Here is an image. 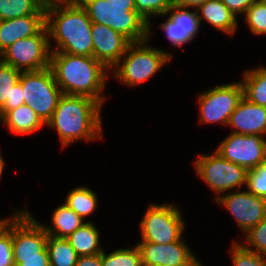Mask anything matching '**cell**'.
Returning a JSON list of instances; mask_svg holds the SVG:
<instances>
[{
    "instance_id": "e0dca14e",
    "label": "cell",
    "mask_w": 266,
    "mask_h": 266,
    "mask_svg": "<svg viewBox=\"0 0 266 266\" xmlns=\"http://www.w3.org/2000/svg\"><path fill=\"white\" fill-rule=\"evenodd\" d=\"M45 26L46 14L0 21V54L16 41L37 35Z\"/></svg>"
},
{
    "instance_id": "4fadbf2b",
    "label": "cell",
    "mask_w": 266,
    "mask_h": 266,
    "mask_svg": "<svg viewBox=\"0 0 266 266\" xmlns=\"http://www.w3.org/2000/svg\"><path fill=\"white\" fill-rule=\"evenodd\" d=\"M137 247L142 266H201L181 239L168 244L142 242Z\"/></svg>"
},
{
    "instance_id": "44dd1931",
    "label": "cell",
    "mask_w": 266,
    "mask_h": 266,
    "mask_svg": "<svg viewBox=\"0 0 266 266\" xmlns=\"http://www.w3.org/2000/svg\"><path fill=\"white\" fill-rule=\"evenodd\" d=\"M66 240L71 244L78 256L101 254L99 248V233L92 223L87 222L76 229Z\"/></svg>"
},
{
    "instance_id": "4dcf8cb0",
    "label": "cell",
    "mask_w": 266,
    "mask_h": 266,
    "mask_svg": "<svg viewBox=\"0 0 266 266\" xmlns=\"http://www.w3.org/2000/svg\"><path fill=\"white\" fill-rule=\"evenodd\" d=\"M173 0H135L136 12L149 23V15H166Z\"/></svg>"
},
{
    "instance_id": "8992f818",
    "label": "cell",
    "mask_w": 266,
    "mask_h": 266,
    "mask_svg": "<svg viewBox=\"0 0 266 266\" xmlns=\"http://www.w3.org/2000/svg\"><path fill=\"white\" fill-rule=\"evenodd\" d=\"M12 221V250L15 266L21 263V258L49 257L46 248L48 235L44 226L31 218L27 210L16 213Z\"/></svg>"
},
{
    "instance_id": "8fae6325",
    "label": "cell",
    "mask_w": 266,
    "mask_h": 266,
    "mask_svg": "<svg viewBox=\"0 0 266 266\" xmlns=\"http://www.w3.org/2000/svg\"><path fill=\"white\" fill-rule=\"evenodd\" d=\"M216 152L249 171L266 161V141L261 135L232 133L220 144Z\"/></svg>"
},
{
    "instance_id": "ba28073f",
    "label": "cell",
    "mask_w": 266,
    "mask_h": 266,
    "mask_svg": "<svg viewBox=\"0 0 266 266\" xmlns=\"http://www.w3.org/2000/svg\"><path fill=\"white\" fill-rule=\"evenodd\" d=\"M145 42L147 40L131 43L126 51V54L129 53L126 60L123 61L122 65H115V68L117 67L115 71L116 77L125 84L132 86L147 80L171 58L169 54L161 50L137 46Z\"/></svg>"
},
{
    "instance_id": "d590c367",
    "label": "cell",
    "mask_w": 266,
    "mask_h": 266,
    "mask_svg": "<svg viewBox=\"0 0 266 266\" xmlns=\"http://www.w3.org/2000/svg\"><path fill=\"white\" fill-rule=\"evenodd\" d=\"M224 5L236 16V13L246 12L256 0H221Z\"/></svg>"
},
{
    "instance_id": "83f0119b",
    "label": "cell",
    "mask_w": 266,
    "mask_h": 266,
    "mask_svg": "<svg viewBox=\"0 0 266 266\" xmlns=\"http://www.w3.org/2000/svg\"><path fill=\"white\" fill-rule=\"evenodd\" d=\"M21 72L0 60V108L10 104V95L20 80Z\"/></svg>"
},
{
    "instance_id": "f546056e",
    "label": "cell",
    "mask_w": 266,
    "mask_h": 266,
    "mask_svg": "<svg viewBox=\"0 0 266 266\" xmlns=\"http://www.w3.org/2000/svg\"><path fill=\"white\" fill-rule=\"evenodd\" d=\"M252 33L266 34V4L256 0L245 12Z\"/></svg>"
},
{
    "instance_id": "7402d4cb",
    "label": "cell",
    "mask_w": 266,
    "mask_h": 266,
    "mask_svg": "<svg viewBox=\"0 0 266 266\" xmlns=\"http://www.w3.org/2000/svg\"><path fill=\"white\" fill-rule=\"evenodd\" d=\"M52 221L56 231H53L51 227L44 226L47 235L64 239L85 224L83 223V219L65 204H62L56 209L53 213Z\"/></svg>"
},
{
    "instance_id": "ab89813d",
    "label": "cell",
    "mask_w": 266,
    "mask_h": 266,
    "mask_svg": "<svg viewBox=\"0 0 266 266\" xmlns=\"http://www.w3.org/2000/svg\"><path fill=\"white\" fill-rule=\"evenodd\" d=\"M111 5H135V0H106Z\"/></svg>"
},
{
    "instance_id": "7a4b0ae2",
    "label": "cell",
    "mask_w": 266,
    "mask_h": 266,
    "mask_svg": "<svg viewBox=\"0 0 266 266\" xmlns=\"http://www.w3.org/2000/svg\"><path fill=\"white\" fill-rule=\"evenodd\" d=\"M50 68L63 94L88 96L100 104L103 102L100 93L105 86L107 68L94 57L51 52Z\"/></svg>"
},
{
    "instance_id": "d6986e66",
    "label": "cell",
    "mask_w": 266,
    "mask_h": 266,
    "mask_svg": "<svg viewBox=\"0 0 266 266\" xmlns=\"http://www.w3.org/2000/svg\"><path fill=\"white\" fill-rule=\"evenodd\" d=\"M201 9V10H200ZM201 11L203 15H199V20L206 19L215 28L229 34H233L236 29V16L224 5L221 0H210L198 6L197 11Z\"/></svg>"
},
{
    "instance_id": "f35d334b",
    "label": "cell",
    "mask_w": 266,
    "mask_h": 266,
    "mask_svg": "<svg viewBox=\"0 0 266 266\" xmlns=\"http://www.w3.org/2000/svg\"><path fill=\"white\" fill-rule=\"evenodd\" d=\"M210 0H173V4L180 6V7H190L195 6L198 7L201 4H204L205 2Z\"/></svg>"
},
{
    "instance_id": "836d02e7",
    "label": "cell",
    "mask_w": 266,
    "mask_h": 266,
    "mask_svg": "<svg viewBox=\"0 0 266 266\" xmlns=\"http://www.w3.org/2000/svg\"><path fill=\"white\" fill-rule=\"evenodd\" d=\"M247 241L249 244L255 246L256 250L250 249L247 246H244L250 251H254L259 255H266V218L263 219L258 225L252 227L247 233Z\"/></svg>"
},
{
    "instance_id": "9a60e30c",
    "label": "cell",
    "mask_w": 266,
    "mask_h": 266,
    "mask_svg": "<svg viewBox=\"0 0 266 266\" xmlns=\"http://www.w3.org/2000/svg\"><path fill=\"white\" fill-rule=\"evenodd\" d=\"M93 57L107 69L119 64L132 43L121 33L108 26L92 23Z\"/></svg>"
},
{
    "instance_id": "ac0fdd59",
    "label": "cell",
    "mask_w": 266,
    "mask_h": 266,
    "mask_svg": "<svg viewBox=\"0 0 266 266\" xmlns=\"http://www.w3.org/2000/svg\"><path fill=\"white\" fill-rule=\"evenodd\" d=\"M186 9V7L184 8L173 4L166 14L171 10L174 12L167 19V22L161 25L167 37L175 46H181L189 42L194 37L195 33H197L200 25L197 11L190 12Z\"/></svg>"
},
{
    "instance_id": "52a82bcc",
    "label": "cell",
    "mask_w": 266,
    "mask_h": 266,
    "mask_svg": "<svg viewBox=\"0 0 266 266\" xmlns=\"http://www.w3.org/2000/svg\"><path fill=\"white\" fill-rule=\"evenodd\" d=\"M47 34L49 33L45 26L37 35L16 41L0 54L3 56L0 60L19 71L24 66V72L50 67V44Z\"/></svg>"
},
{
    "instance_id": "7c38bea8",
    "label": "cell",
    "mask_w": 266,
    "mask_h": 266,
    "mask_svg": "<svg viewBox=\"0 0 266 266\" xmlns=\"http://www.w3.org/2000/svg\"><path fill=\"white\" fill-rule=\"evenodd\" d=\"M243 98L240 83L217 86L199 96L201 123L221 122L228 124L231 114Z\"/></svg>"
},
{
    "instance_id": "cb8c5ba5",
    "label": "cell",
    "mask_w": 266,
    "mask_h": 266,
    "mask_svg": "<svg viewBox=\"0 0 266 266\" xmlns=\"http://www.w3.org/2000/svg\"><path fill=\"white\" fill-rule=\"evenodd\" d=\"M241 84L244 98L266 107V68L245 72L244 83Z\"/></svg>"
},
{
    "instance_id": "484cf974",
    "label": "cell",
    "mask_w": 266,
    "mask_h": 266,
    "mask_svg": "<svg viewBox=\"0 0 266 266\" xmlns=\"http://www.w3.org/2000/svg\"><path fill=\"white\" fill-rule=\"evenodd\" d=\"M65 205L83 219L95 210L97 197L89 188L79 187L68 194Z\"/></svg>"
},
{
    "instance_id": "9c48e42d",
    "label": "cell",
    "mask_w": 266,
    "mask_h": 266,
    "mask_svg": "<svg viewBox=\"0 0 266 266\" xmlns=\"http://www.w3.org/2000/svg\"><path fill=\"white\" fill-rule=\"evenodd\" d=\"M184 223L172 205H150L140 222L143 242L168 244L179 241Z\"/></svg>"
},
{
    "instance_id": "4316f807",
    "label": "cell",
    "mask_w": 266,
    "mask_h": 266,
    "mask_svg": "<svg viewBox=\"0 0 266 266\" xmlns=\"http://www.w3.org/2000/svg\"><path fill=\"white\" fill-rule=\"evenodd\" d=\"M102 266H142L141 254L136 246L133 249H119L106 255L101 253Z\"/></svg>"
},
{
    "instance_id": "d4e9b609",
    "label": "cell",
    "mask_w": 266,
    "mask_h": 266,
    "mask_svg": "<svg viewBox=\"0 0 266 266\" xmlns=\"http://www.w3.org/2000/svg\"><path fill=\"white\" fill-rule=\"evenodd\" d=\"M46 248L50 266H76L79 256L66 239L48 235Z\"/></svg>"
},
{
    "instance_id": "6da1fadb",
    "label": "cell",
    "mask_w": 266,
    "mask_h": 266,
    "mask_svg": "<svg viewBox=\"0 0 266 266\" xmlns=\"http://www.w3.org/2000/svg\"><path fill=\"white\" fill-rule=\"evenodd\" d=\"M46 27L60 48L53 52L93 57L92 21L77 0L47 3Z\"/></svg>"
},
{
    "instance_id": "5bb4252c",
    "label": "cell",
    "mask_w": 266,
    "mask_h": 266,
    "mask_svg": "<svg viewBox=\"0 0 266 266\" xmlns=\"http://www.w3.org/2000/svg\"><path fill=\"white\" fill-rule=\"evenodd\" d=\"M235 217L243 232H248L266 218V199L249 191L237 192L216 198Z\"/></svg>"
},
{
    "instance_id": "e575fe53",
    "label": "cell",
    "mask_w": 266,
    "mask_h": 266,
    "mask_svg": "<svg viewBox=\"0 0 266 266\" xmlns=\"http://www.w3.org/2000/svg\"><path fill=\"white\" fill-rule=\"evenodd\" d=\"M25 104L23 98V89L19 82L13 87L12 93L10 95V104H4L0 108V118L7 112L18 108L19 106Z\"/></svg>"
},
{
    "instance_id": "ffe728a7",
    "label": "cell",
    "mask_w": 266,
    "mask_h": 266,
    "mask_svg": "<svg viewBox=\"0 0 266 266\" xmlns=\"http://www.w3.org/2000/svg\"><path fill=\"white\" fill-rule=\"evenodd\" d=\"M1 120L16 134H28L39 130L45 124L39 116L26 104L7 111Z\"/></svg>"
},
{
    "instance_id": "60d3db41",
    "label": "cell",
    "mask_w": 266,
    "mask_h": 266,
    "mask_svg": "<svg viewBox=\"0 0 266 266\" xmlns=\"http://www.w3.org/2000/svg\"><path fill=\"white\" fill-rule=\"evenodd\" d=\"M46 4L50 2H64V1H70V0H43Z\"/></svg>"
},
{
    "instance_id": "3957f363",
    "label": "cell",
    "mask_w": 266,
    "mask_h": 266,
    "mask_svg": "<svg viewBox=\"0 0 266 266\" xmlns=\"http://www.w3.org/2000/svg\"><path fill=\"white\" fill-rule=\"evenodd\" d=\"M101 105L88 96L63 94L46 124L57 129L63 146L80 138L101 137Z\"/></svg>"
},
{
    "instance_id": "8d00e7d4",
    "label": "cell",
    "mask_w": 266,
    "mask_h": 266,
    "mask_svg": "<svg viewBox=\"0 0 266 266\" xmlns=\"http://www.w3.org/2000/svg\"><path fill=\"white\" fill-rule=\"evenodd\" d=\"M76 266H102L101 254L80 256Z\"/></svg>"
},
{
    "instance_id": "5b68a950",
    "label": "cell",
    "mask_w": 266,
    "mask_h": 266,
    "mask_svg": "<svg viewBox=\"0 0 266 266\" xmlns=\"http://www.w3.org/2000/svg\"><path fill=\"white\" fill-rule=\"evenodd\" d=\"M20 84L25 104L46 124L63 95L57 87L52 69L48 67L38 71H22Z\"/></svg>"
},
{
    "instance_id": "30bf717a",
    "label": "cell",
    "mask_w": 266,
    "mask_h": 266,
    "mask_svg": "<svg viewBox=\"0 0 266 266\" xmlns=\"http://www.w3.org/2000/svg\"><path fill=\"white\" fill-rule=\"evenodd\" d=\"M195 163L198 175L217 193L247 183L248 171L216 151L211 156H201Z\"/></svg>"
},
{
    "instance_id": "b9f144b4",
    "label": "cell",
    "mask_w": 266,
    "mask_h": 266,
    "mask_svg": "<svg viewBox=\"0 0 266 266\" xmlns=\"http://www.w3.org/2000/svg\"><path fill=\"white\" fill-rule=\"evenodd\" d=\"M3 166H4V162L0 156V177H1V174H2V171H3Z\"/></svg>"
},
{
    "instance_id": "74e56055",
    "label": "cell",
    "mask_w": 266,
    "mask_h": 266,
    "mask_svg": "<svg viewBox=\"0 0 266 266\" xmlns=\"http://www.w3.org/2000/svg\"><path fill=\"white\" fill-rule=\"evenodd\" d=\"M18 266H50L49 257L21 258Z\"/></svg>"
},
{
    "instance_id": "f1b7e54d",
    "label": "cell",
    "mask_w": 266,
    "mask_h": 266,
    "mask_svg": "<svg viewBox=\"0 0 266 266\" xmlns=\"http://www.w3.org/2000/svg\"><path fill=\"white\" fill-rule=\"evenodd\" d=\"M12 246V223L0 221V266H15Z\"/></svg>"
},
{
    "instance_id": "603a6c76",
    "label": "cell",
    "mask_w": 266,
    "mask_h": 266,
    "mask_svg": "<svg viewBox=\"0 0 266 266\" xmlns=\"http://www.w3.org/2000/svg\"><path fill=\"white\" fill-rule=\"evenodd\" d=\"M34 14H46L43 0H0V21Z\"/></svg>"
},
{
    "instance_id": "1f68e13d",
    "label": "cell",
    "mask_w": 266,
    "mask_h": 266,
    "mask_svg": "<svg viewBox=\"0 0 266 266\" xmlns=\"http://www.w3.org/2000/svg\"><path fill=\"white\" fill-rule=\"evenodd\" d=\"M246 185L250 193L266 199V161L247 172Z\"/></svg>"
},
{
    "instance_id": "2e32d148",
    "label": "cell",
    "mask_w": 266,
    "mask_h": 266,
    "mask_svg": "<svg viewBox=\"0 0 266 266\" xmlns=\"http://www.w3.org/2000/svg\"><path fill=\"white\" fill-rule=\"evenodd\" d=\"M228 125L237 129L234 131L236 134H265L266 107L254 104L243 97L231 114Z\"/></svg>"
},
{
    "instance_id": "277c9868",
    "label": "cell",
    "mask_w": 266,
    "mask_h": 266,
    "mask_svg": "<svg viewBox=\"0 0 266 266\" xmlns=\"http://www.w3.org/2000/svg\"><path fill=\"white\" fill-rule=\"evenodd\" d=\"M87 11L92 23L112 28L132 43L148 40L149 24L137 12L135 5H111L106 0H77Z\"/></svg>"
},
{
    "instance_id": "d6a6232c",
    "label": "cell",
    "mask_w": 266,
    "mask_h": 266,
    "mask_svg": "<svg viewBox=\"0 0 266 266\" xmlns=\"http://www.w3.org/2000/svg\"><path fill=\"white\" fill-rule=\"evenodd\" d=\"M235 266H266L264 255L246 249L243 245L236 244L231 248Z\"/></svg>"
}]
</instances>
